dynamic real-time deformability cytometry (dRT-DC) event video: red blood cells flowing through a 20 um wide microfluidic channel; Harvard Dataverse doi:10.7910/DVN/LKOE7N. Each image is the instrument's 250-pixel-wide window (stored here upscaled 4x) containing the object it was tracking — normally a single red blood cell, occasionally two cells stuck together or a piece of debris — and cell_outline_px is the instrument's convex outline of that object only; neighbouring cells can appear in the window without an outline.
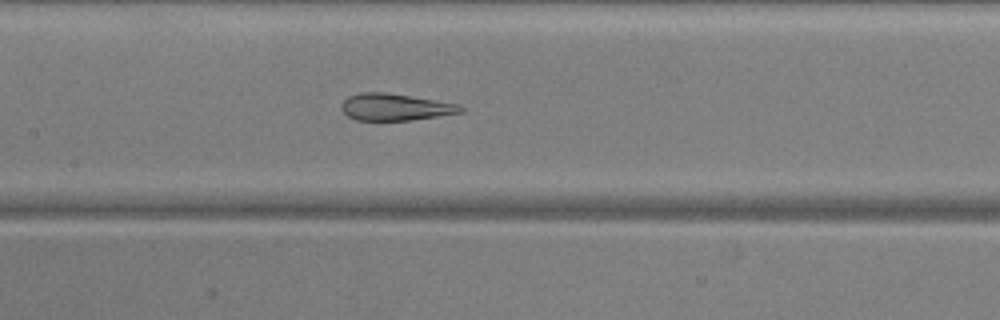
{"species": "common noctule bat (a hibernating species)", "species_latin": "Nyctalus noctula", "temperature_condition": "warm", "stored_images_in_passage": 39, "camera_frame_rate_fps": 3000, "um_per_image_px": 0.085, "animal": {"sex": "male", "body_mass_g": 20.5, "forearm_length_mm": 52.5}, "frame": {"image": 1, "passage_image": 12, "time_ms": 3.667, "image_size_px": [1000, 320], "cell_outline_px": [[464, 112], [412, 120], [356, 120], [348, 116], [344, 112], [344, 100], [348, 96], [360, 92], [384, 92], [436, 100], [460, 104], [464, 108]], "centroid_in_image_um": [33.64, 9.1], "position_along_channel_um": 173.8, "area_um2": 18.5}}
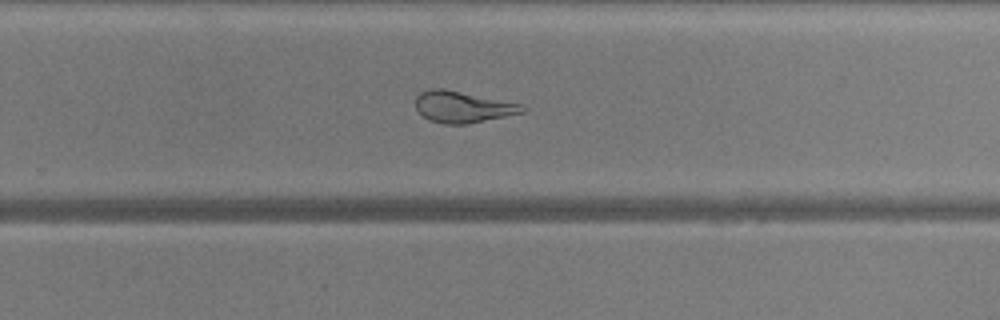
{"frame": {"image": 2, "passage_image": 21, "time_ms": 6.667, "image_size_px": [1000, 320], "cell_outline_px": [[528, 108], [524, 112], [468, 124], [444, 124], [428, 120], [416, 108], [416, 96], [420, 92], [428, 88], [444, 88], [520, 104]], "centroid_in_image_um": [39.3, 9.08], "position_along_channel_um": 290.5, "area_um2": 19.48}}
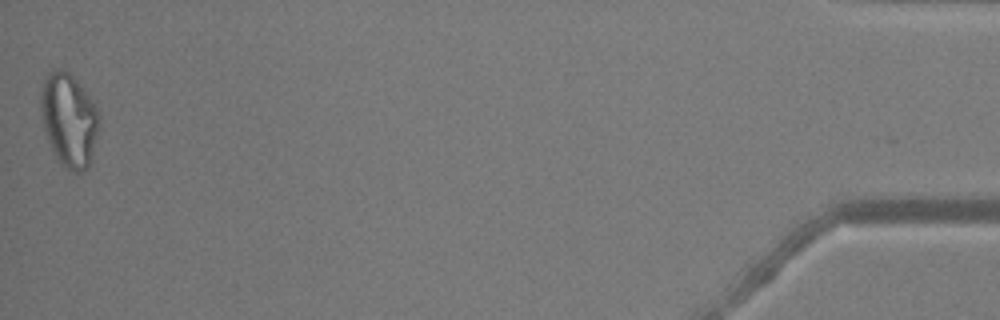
{"frame": {"image": 3, "passage_image": 39, "time_ms": 12.667, "image_size_px": [1000, 320], "cell_outline_px": [[100, 128], [88, 168], [84, 172], [72, 172], [60, 164], [56, 160], [48, 140], [40, 116], [40, 92], [44, 76], [52, 68], [60, 68], [68, 72], [76, 80], [96, 104], [100, 116]], "centroid_in_image_um": [5.86, 10.19], "position_along_channel_um": 429.3, "area_um2": 32.54}, "authors_computed_cell_mechanics": {"area_um2": 20.8658, "velocity_mm_per_s": 3.9099, "shape_relaxation_time_tau1_ms": null, "shape_relaxation_time_tau2_ms": 1.0439, "deformation_change_tau1": null, "deformation_change_tau2": 0.0643}}